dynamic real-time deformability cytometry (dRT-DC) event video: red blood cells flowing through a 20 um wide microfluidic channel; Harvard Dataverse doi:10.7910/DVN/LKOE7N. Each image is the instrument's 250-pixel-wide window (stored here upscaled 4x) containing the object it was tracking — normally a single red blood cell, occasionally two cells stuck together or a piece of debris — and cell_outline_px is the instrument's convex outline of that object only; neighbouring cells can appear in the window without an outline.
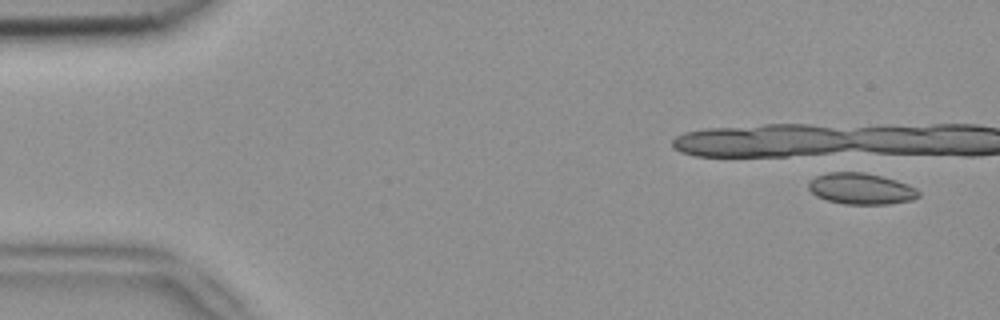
{"species": "common noctule bat (a hibernating species)", "species_latin": "Nyctalus noctula", "temperature_condition": "room temperature", "stored_images_in_passage": 7, "camera_frame_rate_fps": 3000, "um_per_image_px": 0.085, "animal": {"sex": "female", "body_mass_g": 18.4}, "frame": {"image": 1, "passage_image": 1, "time_ms": 0.0, "image_size_px": [1000, 320], "cell_outline_px": [[920, 196], [912, 200], [888, 204], [844, 204], [828, 200], [816, 196], [808, 188], [808, 184], [816, 176], [828, 172], [864, 172], [896, 180], [908, 184], [916, 188], [920, 192]], "centroid_in_image_um": [73.21, 16.04], "position_along_channel_um": 11.8, "area_um2": 20.0}}